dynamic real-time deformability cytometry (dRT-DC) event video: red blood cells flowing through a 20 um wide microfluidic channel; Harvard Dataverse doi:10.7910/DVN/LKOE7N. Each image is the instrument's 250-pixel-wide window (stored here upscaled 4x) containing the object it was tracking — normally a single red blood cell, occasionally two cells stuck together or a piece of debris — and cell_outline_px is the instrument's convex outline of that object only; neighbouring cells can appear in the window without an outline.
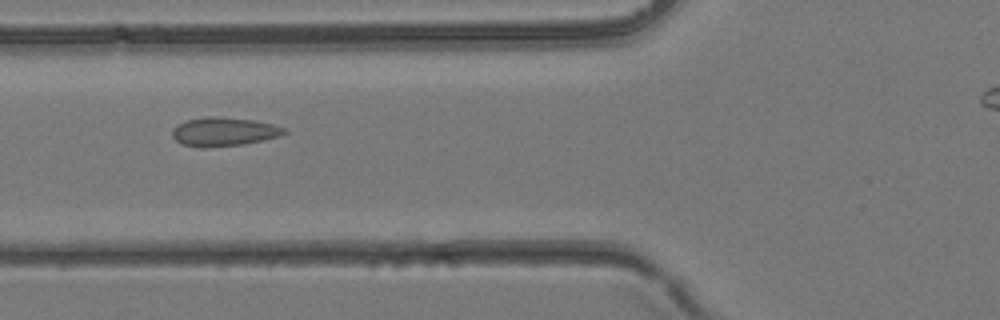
{"species": "common noctule bat (a hibernating species)", "species_latin": "Nyctalus noctula", "temperature_condition": "room temperature", "stored_images_in_passage": 4, "camera_frame_rate_fps": 3000, "um_per_image_px": 0.085, "animal": {"sex": "female", "body_mass_g": 24.6, "forearm_length_mm": 56.2}, "frame": {"image": 1, "passage_image": 4, "time_ms": 1.0, "image_size_px": [1000, 320], "cell_outline_px": [[288, 132], [280, 136], [264, 140], [244, 144], [180, 144], [172, 136], [172, 128], [176, 124], [188, 120], [208, 116], [216, 116], [252, 120], [272, 124], [284, 128]], "centroid_in_image_um": [19.06, 11.14], "position_along_channel_um": 106.7, "area_um2": 17.92}}